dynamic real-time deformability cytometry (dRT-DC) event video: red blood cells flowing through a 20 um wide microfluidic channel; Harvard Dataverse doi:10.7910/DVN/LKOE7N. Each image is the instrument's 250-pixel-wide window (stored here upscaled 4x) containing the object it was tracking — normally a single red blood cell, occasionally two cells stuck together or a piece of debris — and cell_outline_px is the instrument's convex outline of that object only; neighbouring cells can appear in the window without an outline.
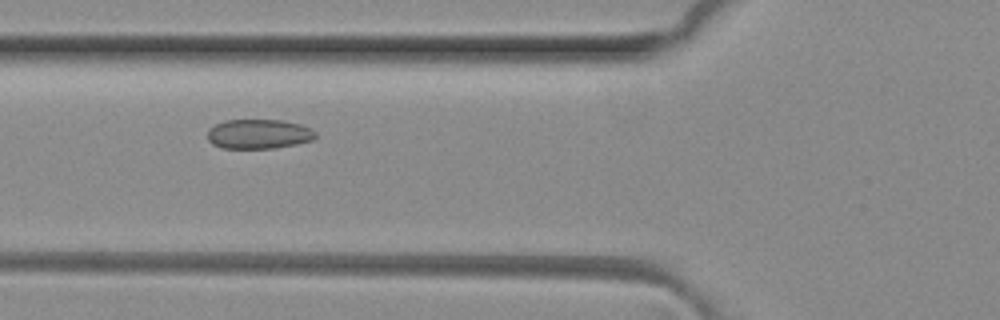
{"species": "common noctule bat (a hibernating species)", "species_latin": "Nyctalus noctula", "temperature_condition": "room temperature", "stored_images_in_passage": 7, "camera_frame_rate_fps": 3000, "um_per_image_px": 0.085, "animal": {"sex": "female", "body_mass_g": 29.2, "forearm_length_mm": 56.3}, "frame": {"image": 1, "passage_image": 5, "time_ms": 1.333, "image_size_px": [1000, 320], "cell_outline_px": [[316, 136], [312, 140], [296, 144], [276, 148], [224, 148], [212, 144], [208, 140], [208, 128], [224, 120], [284, 120], [300, 124], [312, 128], [316, 132]], "centroid_in_image_um": [22.0, 11.38], "position_along_channel_um": 103.8, "area_um2": 18.73}}
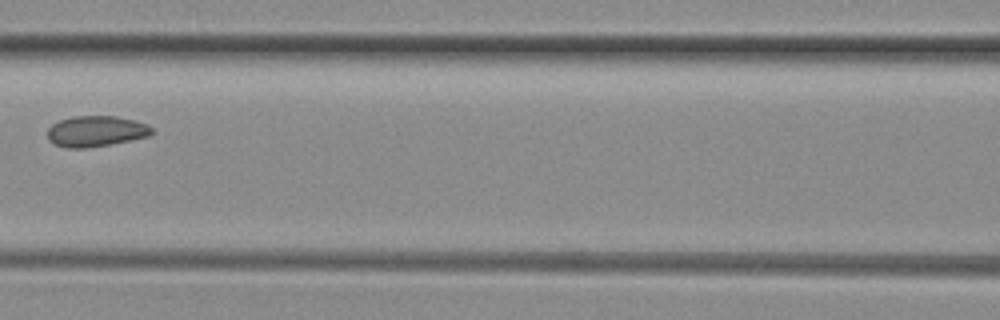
{"frame": {"image": 2, "passage_image": 6, "time_ms": 1.667, "image_size_px": [1000, 320], "cell_outline_px": [[156, 132], [148, 136], [88, 148], [64, 148], [48, 140], [48, 128], [52, 124], [60, 120], [72, 116], [116, 116], [136, 120], [148, 124]], "centroid_in_image_um": [8.16, 11.14], "position_along_channel_um": 158.4, "area_um2": 18.79}}
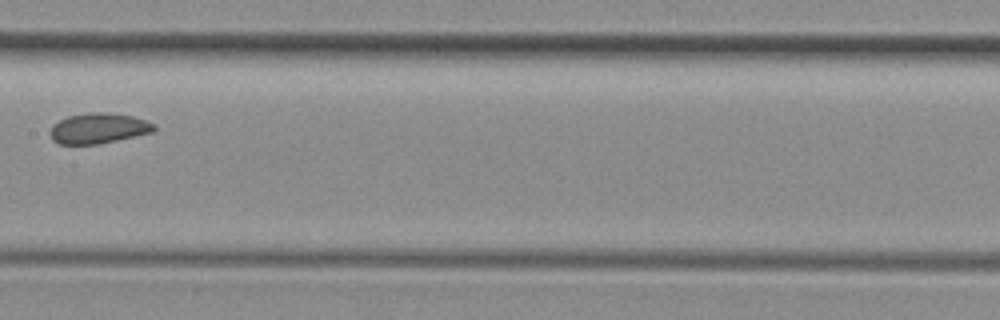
{"frame": {"image": 3, "passage_image": 7, "time_ms": 2.0, "image_size_px": [1000, 320], "cell_outline_px": [[156, 128], [152, 132], [100, 144], [60, 144], [52, 140], [48, 132], [52, 124], [68, 116], [88, 112], [108, 112], [132, 116], [156, 124]], "centroid_in_image_um": [8.33, 10.9], "position_along_channel_um": 199.1, "area_um2": 18.55}}